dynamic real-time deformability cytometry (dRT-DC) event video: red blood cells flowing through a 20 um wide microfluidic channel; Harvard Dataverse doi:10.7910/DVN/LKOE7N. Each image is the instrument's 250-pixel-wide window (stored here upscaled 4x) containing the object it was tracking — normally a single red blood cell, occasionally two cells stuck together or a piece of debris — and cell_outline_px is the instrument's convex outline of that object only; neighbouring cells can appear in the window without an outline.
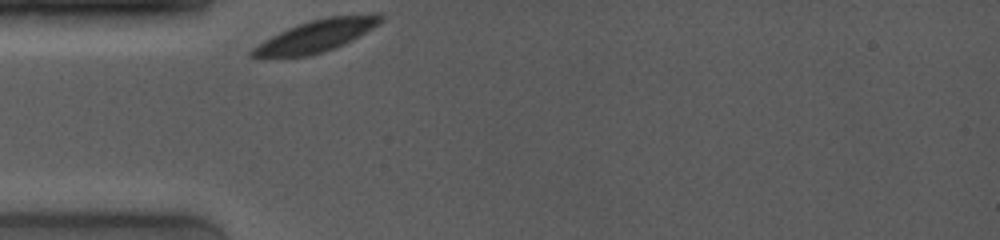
{"species": "common noctule bat (a hibernating species)", "species_latin": "Nyctalus noctula", "temperature_condition": "room temperature", "stored_images_in_passage": 17, "camera_frame_rate_fps": 4000, "um_per_image_px": 0.085, "animal": {"sex": "female", "body_mass_g": 19.0, "forearm_length_mm": 53.3}, "frame": {"image": 1, "passage_image": 1, "time_ms": 0.0, "image_size_px": [1000, 240], "cell_outline_px": [[384, 20], [372, 28], [344, 44], [308, 56], [268, 60], [264, 60], [248, 56], [248, 52], [252, 48], [264, 40], [288, 28], [312, 20], [328, 16], [376, 12], [380, 12], [384, 16]], "centroid_in_image_um": [26.82, 3.07], "position_along_channel_um": 58.2, "area_um2": 24.57}}
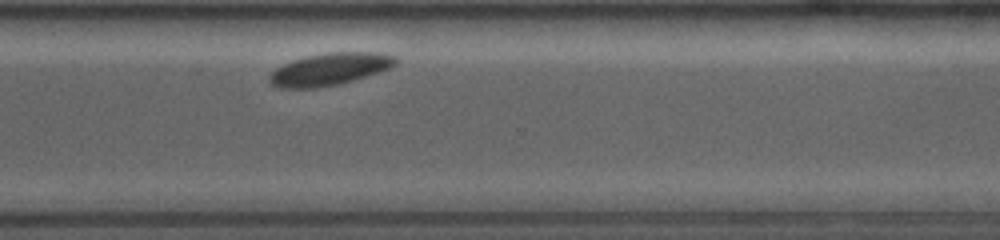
{"frame": {"image": 2, "passage_image": 14, "time_ms": 8.0, "image_size_px": [1000, 240], "cell_outline_px": [[400, 60], [396, 64], [388, 68], [340, 84], [316, 88], [280, 88], [272, 84], [268, 80], [268, 76], [276, 68], [284, 64], [308, 56], [328, 52], [380, 52], [396, 56]], "centroid_in_image_um": [28.04, 5.87], "position_along_channel_um": 342.6, "area_um2": 23.47}}
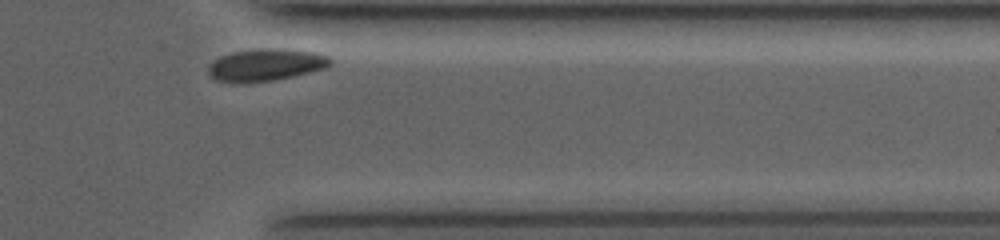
{"frame": {"image": 3, "passage_image": 16, "time_ms": 9.25, "image_size_px": [1000, 240], "cell_outline_px": [[332, 64], [324, 68], [276, 80], [248, 84], [244, 84], [216, 80], [208, 72], [208, 68], [220, 56], [236, 52], [260, 48], [280, 48], [316, 52], [328, 56], [332, 60]], "centroid_in_image_um": [22.62, 5.52], "position_along_channel_um": 388.8, "area_um2": 22.89}, "authors_computed_cell_mechanics": {"area_um2": 24.1026, "velocity_mm_per_s": 3.6001, "shape_relaxation_time_tau1_ms": 0.6103, "shape_relaxation_time_tau2_ms": null, "deformation_change_tau1": 0.031, "deformation_change_tau2": null}}